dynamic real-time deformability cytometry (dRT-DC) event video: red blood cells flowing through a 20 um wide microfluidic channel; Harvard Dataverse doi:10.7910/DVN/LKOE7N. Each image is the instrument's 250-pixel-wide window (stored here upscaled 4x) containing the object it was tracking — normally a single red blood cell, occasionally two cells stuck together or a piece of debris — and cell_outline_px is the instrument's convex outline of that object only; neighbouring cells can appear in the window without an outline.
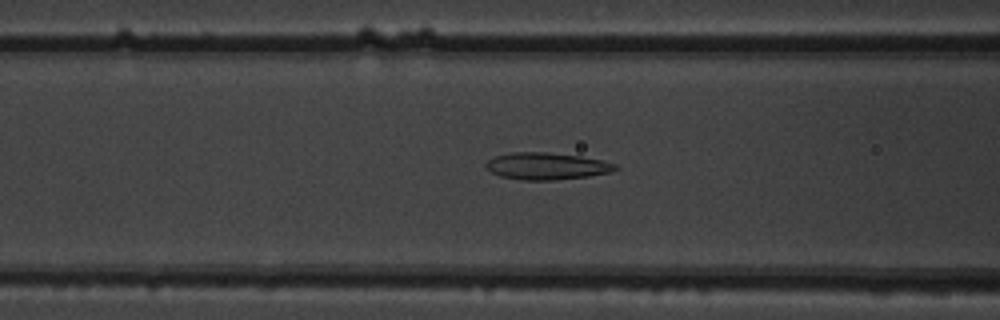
{"species": "common noctule bat (a hibernating species)", "species_latin": "Nyctalus noctula", "temperature_condition": "warm", "stored_images_in_passage": 47, "camera_frame_rate_fps": 3000, "um_per_image_px": 0.085, "animal": {"sex": "male", "body_mass_g": 19.5, "forearm_length_mm": 54.6}, "frame": {"image": 1, "passage_image": 16, "time_ms": 5.0, "image_size_px": [1000, 320], "cell_outline_px": [[620, 168], [612, 172], [588, 176], [556, 180], [524, 180], [500, 176], [484, 168], [484, 164], [488, 160], [496, 156], [508, 152], [548, 152], [580, 156], [600, 160], [616, 164]], "centroid_in_image_um": [46.45, 14.12], "position_along_channel_um": 120.1, "area_um2": 20.46}}
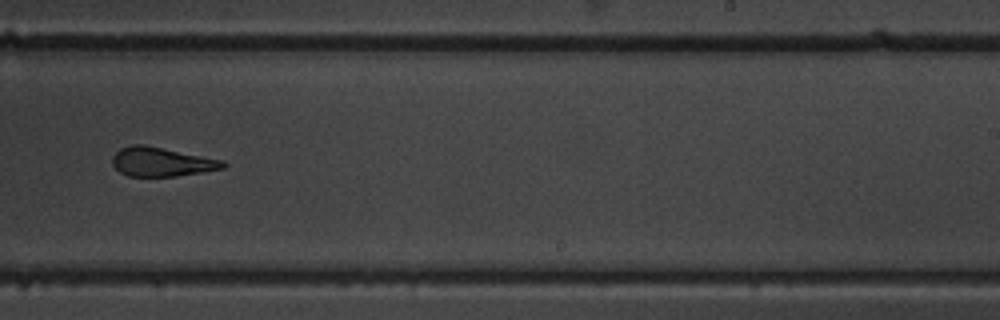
{"frame": {"image": 2, "passage_image": 28, "time_ms": 9.0, "image_size_px": [1000, 320], "cell_outline_px": [[228, 164], [224, 168], [176, 176], [128, 176], [120, 172], [112, 164], [112, 156], [120, 148], [132, 144], [144, 144], [224, 160]], "centroid_in_image_um": [13.72, 13.75], "position_along_channel_um": 275.3, "area_um2": 18.79}}
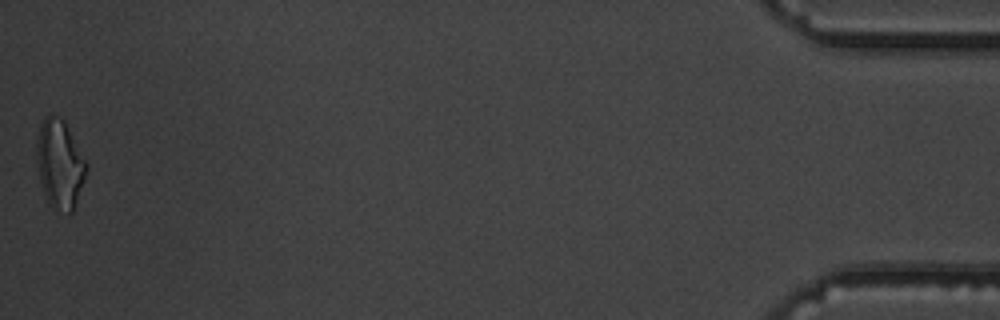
{"frame": {"image": 3, "passage_image": 47, "time_ms": 15.333, "image_size_px": [1000, 320], "cell_outline_px": [[88, 168], [84, 180], [72, 212], [68, 216], [48, 204], [40, 180], [36, 160], [36, 144], [40, 124], [44, 116], [60, 116], [64, 120], [88, 164]], "centroid_in_image_um": [5.07, 13.95], "position_along_channel_um": 430.1, "area_um2": 25.78}, "authors_computed_cell_mechanics": {"area_um2": 20.4034, "velocity_mm_per_s": 3.887, "shape_relaxation_time_tau1_ms": 4.4895, "shape_relaxation_time_tau2_ms": 3.3559, "deformation_change_tau1": 0.1578, "deformation_change_tau2": 0.1277}}